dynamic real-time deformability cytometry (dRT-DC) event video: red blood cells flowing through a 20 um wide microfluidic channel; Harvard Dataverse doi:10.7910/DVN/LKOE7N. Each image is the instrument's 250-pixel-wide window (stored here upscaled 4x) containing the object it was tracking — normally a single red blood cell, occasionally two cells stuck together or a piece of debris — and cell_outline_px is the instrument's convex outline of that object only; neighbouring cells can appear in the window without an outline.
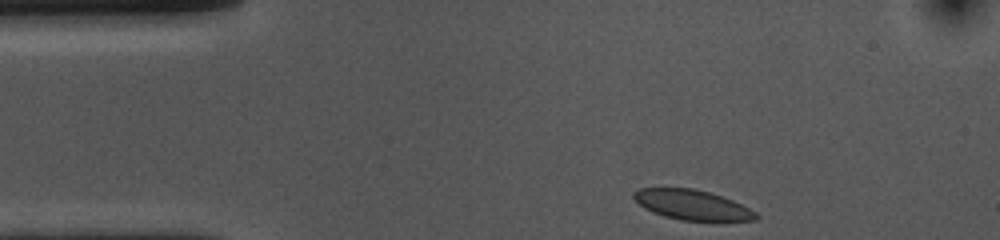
{"species": "common noctule bat (a hibernating species)", "species_latin": "Nyctalus noctula", "temperature_condition": "cold", "stored_images_in_passage": 35, "camera_frame_rate_fps": 3000, "um_per_image_px": 0.085, "animal": {"sex": "female", "body_mass_g": 10.0, "forearm_length_mm": 53.1}, "frame": {"image": 1, "passage_image": 1, "time_ms": 0.0, "image_size_px": [1000, 240], "cell_outline_px": [[760, 216], [756, 220], [680, 220], [664, 216], [652, 212], [644, 208], [632, 196], [632, 192], [640, 188], [692, 188], [708, 192], [732, 200], [756, 212]], "centroid_in_image_um": [58.8, 17.41], "position_along_channel_um": 26.2, "area_um2": 21.04}}
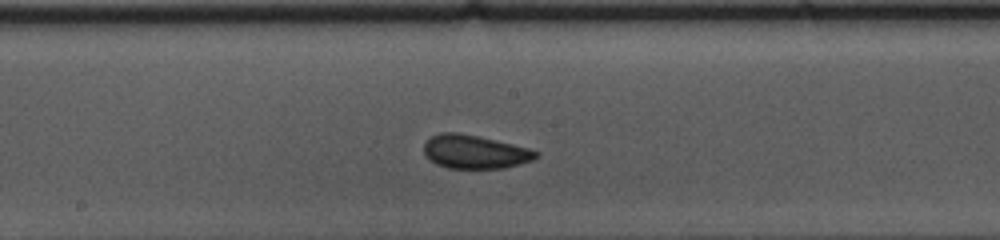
{"frame": {"image": 2, "passage_image": 20, "time_ms": 6.333, "image_size_px": [1000, 240], "cell_outline_px": [[540, 156], [532, 160], [520, 164], [504, 168], [448, 168], [436, 164], [424, 152], [424, 144], [432, 136], [440, 132], [456, 132], [476, 136], [528, 148], [540, 152]], "centroid_in_image_um": [40.38, 12.91], "position_along_channel_um": 207.8, "area_um2": 21.62}}
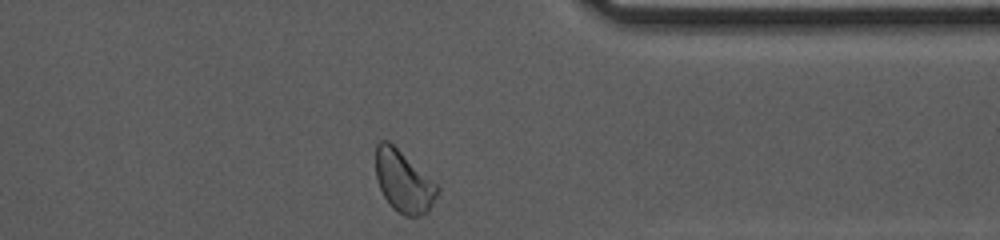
{"frame": {"image": 3, "passage_image": 35, "time_ms": 11.333, "image_size_px": [1000, 240], "cell_outline_px": [[440, 188], [428, 212], [420, 216], [404, 216], [396, 212], [392, 208], [384, 196], [380, 188], [376, 176], [376, 144], [380, 140], [388, 140], [436, 184]], "centroid_in_image_um": [34.28, 15.45], "position_along_channel_um": 377.1, "area_um2": 21.85}, "authors_computed_cell_mechanics": {"area_um2": 21.6172, "velocity_mm_per_s": 3.6013, "shape_relaxation_time_tau1_ms": 3.2771, "shape_relaxation_time_tau2_ms": 1.6042, "deformation_change_tau1": 0.0501, "deformation_change_tau2": 0.0439}}